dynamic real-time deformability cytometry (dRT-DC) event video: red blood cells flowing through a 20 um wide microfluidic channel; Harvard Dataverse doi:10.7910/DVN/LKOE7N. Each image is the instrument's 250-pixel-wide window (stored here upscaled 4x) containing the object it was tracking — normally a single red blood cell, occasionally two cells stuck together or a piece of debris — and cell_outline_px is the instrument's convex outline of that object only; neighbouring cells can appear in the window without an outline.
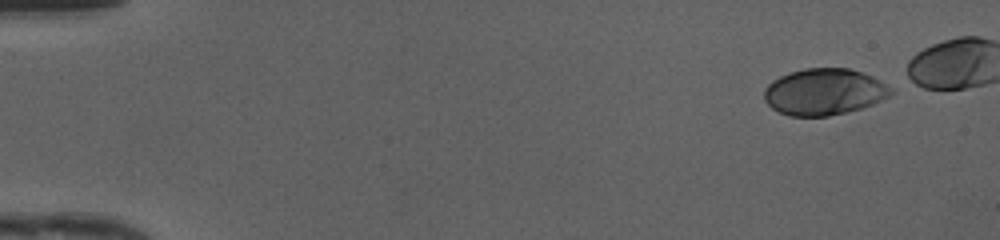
{"species": "human", "species_latin": "Homo sapiens", "temperature_condition": "cold", "stored_images_in_passage": 41, "camera_frame_rate_fps": 3000, "um_per_image_px": 0.085, "donor": {"sex": "female"}, "frame": {"image": 1, "passage_image": 1, "time_ms": 0.0, "image_size_px": [1000, 240], "cell_outline_px": [[892, 92], [888, 96], [872, 104], [848, 112], [828, 116], [788, 116], [772, 108], [764, 100], [764, 88], [772, 80], [788, 72], [804, 68], [848, 68], [872, 76], [880, 80], [892, 88]], "centroid_in_image_um": [70.02, 7.8], "position_along_channel_um": 15.0, "area_um2": 34.33}}
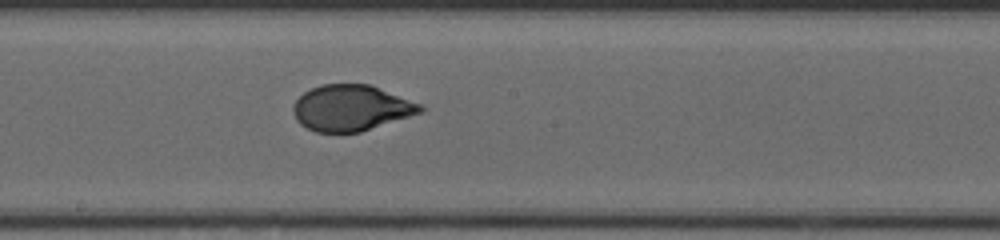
{"frame": {"image": 2, "passage_image": 25, "time_ms": 8.0, "image_size_px": [1000, 240], "cell_outline_px": [[424, 112], [360, 132], [316, 132], [300, 124], [296, 120], [292, 112], [292, 108], [296, 100], [304, 92], [320, 84], [368, 84], [424, 104]], "centroid_in_image_um": [29.87, 9.17], "position_along_channel_um": 218.3, "area_um2": 34.16}}
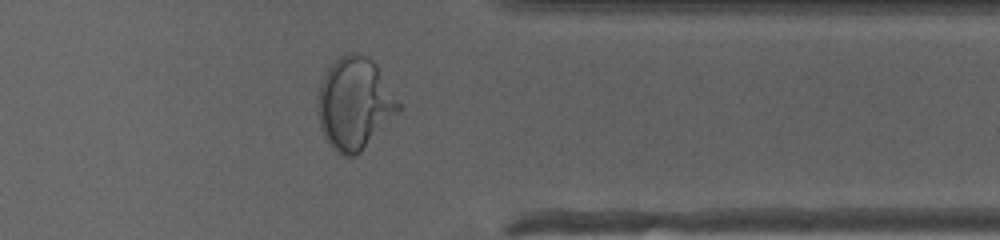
{"frame": {"image": 3, "passage_image": 37, "time_ms": 12.0, "image_size_px": [1000, 240], "cell_outline_px": [[400, 108], [360, 152], [356, 156], [344, 156], [336, 152], [328, 144], [320, 128], [316, 112], [316, 96], [320, 84], [328, 68], [340, 56], [348, 52], [356, 52], [368, 56], [376, 64], [400, 104]], "centroid_in_image_um": [30.07, 8.79], "position_along_channel_um": 381.3, "area_um2": 43.12}}